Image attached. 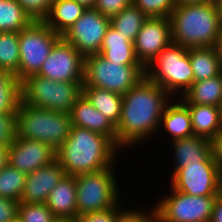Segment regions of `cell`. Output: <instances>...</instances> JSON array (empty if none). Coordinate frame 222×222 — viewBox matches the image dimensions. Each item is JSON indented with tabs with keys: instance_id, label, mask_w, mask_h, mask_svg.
<instances>
[{
	"instance_id": "3957f363",
	"label": "cell",
	"mask_w": 222,
	"mask_h": 222,
	"mask_svg": "<svg viewBox=\"0 0 222 222\" xmlns=\"http://www.w3.org/2000/svg\"><path fill=\"white\" fill-rule=\"evenodd\" d=\"M169 19L172 43L187 49L216 46L222 26L215 3L177 4Z\"/></svg>"
},
{
	"instance_id": "1f68e13d",
	"label": "cell",
	"mask_w": 222,
	"mask_h": 222,
	"mask_svg": "<svg viewBox=\"0 0 222 222\" xmlns=\"http://www.w3.org/2000/svg\"><path fill=\"white\" fill-rule=\"evenodd\" d=\"M54 214L46 203H19L18 220L20 222H53Z\"/></svg>"
},
{
	"instance_id": "ee69618b",
	"label": "cell",
	"mask_w": 222,
	"mask_h": 222,
	"mask_svg": "<svg viewBox=\"0 0 222 222\" xmlns=\"http://www.w3.org/2000/svg\"><path fill=\"white\" fill-rule=\"evenodd\" d=\"M216 50H217V54L219 56V60H220V67L222 69V29H221V33L218 37L217 43H216Z\"/></svg>"
},
{
	"instance_id": "7402d4cb",
	"label": "cell",
	"mask_w": 222,
	"mask_h": 222,
	"mask_svg": "<svg viewBox=\"0 0 222 222\" xmlns=\"http://www.w3.org/2000/svg\"><path fill=\"white\" fill-rule=\"evenodd\" d=\"M85 10L86 8L75 0H54L50 12L43 22L62 36Z\"/></svg>"
},
{
	"instance_id": "d590c367",
	"label": "cell",
	"mask_w": 222,
	"mask_h": 222,
	"mask_svg": "<svg viewBox=\"0 0 222 222\" xmlns=\"http://www.w3.org/2000/svg\"><path fill=\"white\" fill-rule=\"evenodd\" d=\"M120 206L123 207V205L119 203L116 207L104 211L79 215L77 217L78 222H119L121 216L127 211Z\"/></svg>"
},
{
	"instance_id": "603a6c76",
	"label": "cell",
	"mask_w": 222,
	"mask_h": 222,
	"mask_svg": "<svg viewBox=\"0 0 222 222\" xmlns=\"http://www.w3.org/2000/svg\"><path fill=\"white\" fill-rule=\"evenodd\" d=\"M179 99L184 104L220 107L222 103V72L213 78L193 82Z\"/></svg>"
},
{
	"instance_id": "4fadbf2b",
	"label": "cell",
	"mask_w": 222,
	"mask_h": 222,
	"mask_svg": "<svg viewBox=\"0 0 222 222\" xmlns=\"http://www.w3.org/2000/svg\"><path fill=\"white\" fill-rule=\"evenodd\" d=\"M110 19L95 8H87L82 16L62 35L84 57L99 54Z\"/></svg>"
},
{
	"instance_id": "b9f144b4",
	"label": "cell",
	"mask_w": 222,
	"mask_h": 222,
	"mask_svg": "<svg viewBox=\"0 0 222 222\" xmlns=\"http://www.w3.org/2000/svg\"><path fill=\"white\" fill-rule=\"evenodd\" d=\"M8 164V147L0 146V170Z\"/></svg>"
},
{
	"instance_id": "60d3db41",
	"label": "cell",
	"mask_w": 222,
	"mask_h": 222,
	"mask_svg": "<svg viewBox=\"0 0 222 222\" xmlns=\"http://www.w3.org/2000/svg\"><path fill=\"white\" fill-rule=\"evenodd\" d=\"M210 222H222V191L218 194L213 205V212Z\"/></svg>"
},
{
	"instance_id": "f546056e",
	"label": "cell",
	"mask_w": 222,
	"mask_h": 222,
	"mask_svg": "<svg viewBox=\"0 0 222 222\" xmlns=\"http://www.w3.org/2000/svg\"><path fill=\"white\" fill-rule=\"evenodd\" d=\"M19 59V32H0V70L18 78Z\"/></svg>"
},
{
	"instance_id": "8d00e7d4",
	"label": "cell",
	"mask_w": 222,
	"mask_h": 222,
	"mask_svg": "<svg viewBox=\"0 0 222 222\" xmlns=\"http://www.w3.org/2000/svg\"><path fill=\"white\" fill-rule=\"evenodd\" d=\"M130 5H132V0H96L94 8L111 19Z\"/></svg>"
},
{
	"instance_id": "6da1fadb",
	"label": "cell",
	"mask_w": 222,
	"mask_h": 222,
	"mask_svg": "<svg viewBox=\"0 0 222 222\" xmlns=\"http://www.w3.org/2000/svg\"><path fill=\"white\" fill-rule=\"evenodd\" d=\"M171 100L172 97L163 88L146 76L122 95L121 118L116 126L117 147L123 151L146 142L151 136L153 138Z\"/></svg>"
},
{
	"instance_id": "7c38bea8",
	"label": "cell",
	"mask_w": 222,
	"mask_h": 222,
	"mask_svg": "<svg viewBox=\"0 0 222 222\" xmlns=\"http://www.w3.org/2000/svg\"><path fill=\"white\" fill-rule=\"evenodd\" d=\"M85 57L61 37L38 75L59 82L84 83Z\"/></svg>"
},
{
	"instance_id": "e575fe53",
	"label": "cell",
	"mask_w": 222,
	"mask_h": 222,
	"mask_svg": "<svg viewBox=\"0 0 222 222\" xmlns=\"http://www.w3.org/2000/svg\"><path fill=\"white\" fill-rule=\"evenodd\" d=\"M17 136V114H0V146L9 147Z\"/></svg>"
},
{
	"instance_id": "7a4b0ae2",
	"label": "cell",
	"mask_w": 222,
	"mask_h": 222,
	"mask_svg": "<svg viewBox=\"0 0 222 222\" xmlns=\"http://www.w3.org/2000/svg\"><path fill=\"white\" fill-rule=\"evenodd\" d=\"M119 151L107 136L72 126L69 137L56 150V160L65 175L76 176L111 167Z\"/></svg>"
},
{
	"instance_id": "5b68a950",
	"label": "cell",
	"mask_w": 222,
	"mask_h": 222,
	"mask_svg": "<svg viewBox=\"0 0 222 222\" xmlns=\"http://www.w3.org/2000/svg\"><path fill=\"white\" fill-rule=\"evenodd\" d=\"M145 76L172 98L182 97L194 82L188 49L171 43L145 68Z\"/></svg>"
},
{
	"instance_id": "52a82bcc",
	"label": "cell",
	"mask_w": 222,
	"mask_h": 222,
	"mask_svg": "<svg viewBox=\"0 0 222 222\" xmlns=\"http://www.w3.org/2000/svg\"><path fill=\"white\" fill-rule=\"evenodd\" d=\"M115 163L107 169L76 175L77 217L104 211L120 203Z\"/></svg>"
},
{
	"instance_id": "ab89813d",
	"label": "cell",
	"mask_w": 222,
	"mask_h": 222,
	"mask_svg": "<svg viewBox=\"0 0 222 222\" xmlns=\"http://www.w3.org/2000/svg\"><path fill=\"white\" fill-rule=\"evenodd\" d=\"M211 156L222 175V129L210 140Z\"/></svg>"
},
{
	"instance_id": "ac0fdd59",
	"label": "cell",
	"mask_w": 222,
	"mask_h": 222,
	"mask_svg": "<svg viewBox=\"0 0 222 222\" xmlns=\"http://www.w3.org/2000/svg\"><path fill=\"white\" fill-rule=\"evenodd\" d=\"M72 126L107 136L117 146L116 127L82 94L70 112Z\"/></svg>"
},
{
	"instance_id": "f6af8a7d",
	"label": "cell",
	"mask_w": 222,
	"mask_h": 222,
	"mask_svg": "<svg viewBox=\"0 0 222 222\" xmlns=\"http://www.w3.org/2000/svg\"><path fill=\"white\" fill-rule=\"evenodd\" d=\"M80 5H83L86 9L87 8H94L96 0H75Z\"/></svg>"
},
{
	"instance_id": "836d02e7",
	"label": "cell",
	"mask_w": 222,
	"mask_h": 222,
	"mask_svg": "<svg viewBox=\"0 0 222 222\" xmlns=\"http://www.w3.org/2000/svg\"><path fill=\"white\" fill-rule=\"evenodd\" d=\"M54 0H17L33 21H43L50 12Z\"/></svg>"
},
{
	"instance_id": "9c48e42d",
	"label": "cell",
	"mask_w": 222,
	"mask_h": 222,
	"mask_svg": "<svg viewBox=\"0 0 222 222\" xmlns=\"http://www.w3.org/2000/svg\"><path fill=\"white\" fill-rule=\"evenodd\" d=\"M61 37L43 21H33L19 31L18 80L20 82L30 75L39 73L55 43Z\"/></svg>"
},
{
	"instance_id": "30bf717a",
	"label": "cell",
	"mask_w": 222,
	"mask_h": 222,
	"mask_svg": "<svg viewBox=\"0 0 222 222\" xmlns=\"http://www.w3.org/2000/svg\"><path fill=\"white\" fill-rule=\"evenodd\" d=\"M153 206L160 222H210L217 196H192L170 188Z\"/></svg>"
},
{
	"instance_id": "8992f818",
	"label": "cell",
	"mask_w": 222,
	"mask_h": 222,
	"mask_svg": "<svg viewBox=\"0 0 222 222\" xmlns=\"http://www.w3.org/2000/svg\"><path fill=\"white\" fill-rule=\"evenodd\" d=\"M22 102L36 108L70 113L83 94V83L59 82L38 74L21 81Z\"/></svg>"
},
{
	"instance_id": "5bb4252c",
	"label": "cell",
	"mask_w": 222,
	"mask_h": 222,
	"mask_svg": "<svg viewBox=\"0 0 222 222\" xmlns=\"http://www.w3.org/2000/svg\"><path fill=\"white\" fill-rule=\"evenodd\" d=\"M171 43L170 19L148 17L138 32L133 46L137 59L146 68Z\"/></svg>"
},
{
	"instance_id": "7bdbcfd3",
	"label": "cell",
	"mask_w": 222,
	"mask_h": 222,
	"mask_svg": "<svg viewBox=\"0 0 222 222\" xmlns=\"http://www.w3.org/2000/svg\"><path fill=\"white\" fill-rule=\"evenodd\" d=\"M177 4L215 3V0H176Z\"/></svg>"
},
{
	"instance_id": "83f0119b",
	"label": "cell",
	"mask_w": 222,
	"mask_h": 222,
	"mask_svg": "<svg viewBox=\"0 0 222 222\" xmlns=\"http://www.w3.org/2000/svg\"><path fill=\"white\" fill-rule=\"evenodd\" d=\"M32 22L17 0H0V32H19Z\"/></svg>"
},
{
	"instance_id": "cb8c5ba5",
	"label": "cell",
	"mask_w": 222,
	"mask_h": 222,
	"mask_svg": "<svg viewBox=\"0 0 222 222\" xmlns=\"http://www.w3.org/2000/svg\"><path fill=\"white\" fill-rule=\"evenodd\" d=\"M190 112L194 135L211 140L221 129L220 107L185 104Z\"/></svg>"
},
{
	"instance_id": "7dc6e473",
	"label": "cell",
	"mask_w": 222,
	"mask_h": 222,
	"mask_svg": "<svg viewBox=\"0 0 222 222\" xmlns=\"http://www.w3.org/2000/svg\"><path fill=\"white\" fill-rule=\"evenodd\" d=\"M215 5L217 8V13H218L219 20L222 26V0H215Z\"/></svg>"
},
{
	"instance_id": "9a60e30c",
	"label": "cell",
	"mask_w": 222,
	"mask_h": 222,
	"mask_svg": "<svg viewBox=\"0 0 222 222\" xmlns=\"http://www.w3.org/2000/svg\"><path fill=\"white\" fill-rule=\"evenodd\" d=\"M56 150L41 141L23 139L16 136L8 147V164L29 174L56 160Z\"/></svg>"
},
{
	"instance_id": "277c9868",
	"label": "cell",
	"mask_w": 222,
	"mask_h": 222,
	"mask_svg": "<svg viewBox=\"0 0 222 222\" xmlns=\"http://www.w3.org/2000/svg\"><path fill=\"white\" fill-rule=\"evenodd\" d=\"M70 113L55 112L21 102L17 111V136L44 142L57 150L69 137Z\"/></svg>"
},
{
	"instance_id": "e0dca14e",
	"label": "cell",
	"mask_w": 222,
	"mask_h": 222,
	"mask_svg": "<svg viewBox=\"0 0 222 222\" xmlns=\"http://www.w3.org/2000/svg\"><path fill=\"white\" fill-rule=\"evenodd\" d=\"M173 149V169L193 164H216L211 156L210 140L200 136H190L171 141Z\"/></svg>"
},
{
	"instance_id": "d4e9b609",
	"label": "cell",
	"mask_w": 222,
	"mask_h": 222,
	"mask_svg": "<svg viewBox=\"0 0 222 222\" xmlns=\"http://www.w3.org/2000/svg\"><path fill=\"white\" fill-rule=\"evenodd\" d=\"M83 95L115 127L121 118L122 95L102 88L83 87Z\"/></svg>"
},
{
	"instance_id": "ba28073f",
	"label": "cell",
	"mask_w": 222,
	"mask_h": 222,
	"mask_svg": "<svg viewBox=\"0 0 222 222\" xmlns=\"http://www.w3.org/2000/svg\"><path fill=\"white\" fill-rule=\"evenodd\" d=\"M144 77L143 65H121L100 54L85 57L83 87L102 88L124 95Z\"/></svg>"
},
{
	"instance_id": "4316f807",
	"label": "cell",
	"mask_w": 222,
	"mask_h": 222,
	"mask_svg": "<svg viewBox=\"0 0 222 222\" xmlns=\"http://www.w3.org/2000/svg\"><path fill=\"white\" fill-rule=\"evenodd\" d=\"M21 102V82L13 73L0 70V114H17Z\"/></svg>"
},
{
	"instance_id": "2e32d148",
	"label": "cell",
	"mask_w": 222,
	"mask_h": 222,
	"mask_svg": "<svg viewBox=\"0 0 222 222\" xmlns=\"http://www.w3.org/2000/svg\"><path fill=\"white\" fill-rule=\"evenodd\" d=\"M64 175L57 160L27 174L19 203H46L50 192Z\"/></svg>"
},
{
	"instance_id": "d6986e66",
	"label": "cell",
	"mask_w": 222,
	"mask_h": 222,
	"mask_svg": "<svg viewBox=\"0 0 222 222\" xmlns=\"http://www.w3.org/2000/svg\"><path fill=\"white\" fill-rule=\"evenodd\" d=\"M46 205L55 217H77L75 176L64 175L50 192Z\"/></svg>"
},
{
	"instance_id": "bcb514c9",
	"label": "cell",
	"mask_w": 222,
	"mask_h": 222,
	"mask_svg": "<svg viewBox=\"0 0 222 222\" xmlns=\"http://www.w3.org/2000/svg\"><path fill=\"white\" fill-rule=\"evenodd\" d=\"M53 222H78L77 217H55Z\"/></svg>"
},
{
	"instance_id": "484cf974",
	"label": "cell",
	"mask_w": 222,
	"mask_h": 222,
	"mask_svg": "<svg viewBox=\"0 0 222 222\" xmlns=\"http://www.w3.org/2000/svg\"><path fill=\"white\" fill-rule=\"evenodd\" d=\"M188 53L194 82L213 78L222 72L216 47L189 48Z\"/></svg>"
},
{
	"instance_id": "ffe728a7",
	"label": "cell",
	"mask_w": 222,
	"mask_h": 222,
	"mask_svg": "<svg viewBox=\"0 0 222 222\" xmlns=\"http://www.w3.org/2000/svg\"><path fill=\"white\" fill-rule=\"evenodd\" d=\"M173 99L164 109L159 125L161 130L158 131L161 132L165 129V133L167 132L171 136V141L193 136L194 132L188 107L179 98H177V101Z\"/></svg>"
},
{
	"instance_id": "8fae6325",
	"label": "cell",
	"mask_w": 222,
	"mask_h": 222,
	"mask_svg": "<svg viewBox=\"0 0 222 222\" xmlns=\"http://www.w3.org/2000/svg\"><path fill=\"white\" fill-rule=\"evenodd\" d=\"M171 188L192 196H218L222 175L217 164H193L173 169Z\"/></svg>"
},
{
	"instance_id": "4dcf8cb0",
	"label": "cell",
	"mask_w": 222,
	"mask_h": 222,
	"mask_svg": "<svg viewBox=\"0 0 222 222\" xmlns=\"http://www.w3.org/2000/svg\"><path fill=\"white\" fill-rule=\"evenodd\" d=\"M26 175L7 164L0 170V197L20 202Z\"/></svg>"
},
{
	"instance_id": "f1b7e54d",
	"label": "cell",
	"mask_w": 222,
	"mask_h": 222,
	"mask_svg": "<svg viewBox=\"0 0 222 222\" xmlns=\"http://www.w3.org/2000/svg\"><path fill=\"white\" fill-rule=\"evenodd\" d=\"M147 18L148 17L141 10L132 4L112 17L110 19V24L124 35V38L134 42Z\"/></svg>"
},
{
	"instance_id": "d6a6232c",
	"label": "cell",
	"mask_w": 222,
	"mask_h": 222,
	"mask_svg": "<svg viewBox=\"0 0 222 222\" xmlns=\"http://www.w3.org/2000/svg\"><path fill=\"white\" fill-rule=\"evenodd\" d=\"M132 4L147 17L169 18L177 2L176 0H132Z\"/></svg>"
},
{
	"instance_id": "c3c4849f",
	"label": "cell",
	"mask_w": 222,
	"mask_h": 222,
	"mask_svg": "<svg viewBox=\"0 0 222 222\" xmlns=\"http://www.w3.org/2000/svg\"><path fill=\"white\" fill-rule=\"evenodd\" d=\"M220 114H221V124H222V103H221V106H220Z\"/></svg>"
},
{
	"instance_id": "74e56055",
	"label": "cell",
	"mask_w": 222,
	"mask_h": 222,
	"mask_svg": "<svg viewBox=\"0 0 222 222\" xmlns=\"http://www.w3.org/2000/svg\"><path fill=\"white\" fill-rule=\"evenodd\" d=\"M149 209L146 212L141 208L127 210L121 216L119 222H160L157 210L154 207Z\"/></svg>"
},
{
	"instance_id": "f35d334b",
	"label": "cell",
	"mask_w": 222,
	"mask_h": 222,
	"mask_svg": "<svg viewBox=\"0 0 222 222\" xmlns=\"http://www.w3.org/2000/svg\"><path fill=\"white\" fill-rule=\"evenodd\" d=\"M19 202L0 197V222H15L18 220Z\"/></svg>"
},
{
	"instance_id": "44dd1931",
	"label": "cell",
	"mask_w": 222,
	"mask_h": 222,
	"mask_svg": "<svg viewBox=\"0 0 222 222\" xmlns=\"http://www.w3.org/2000/svg\"><path fill=\"white\" fill-rule=\"evenodd\" d=\"M99 54L121 65H142L136 57L133 42L124 38L111 24L106 30Z\"/></svg>"
}]
</instances>
